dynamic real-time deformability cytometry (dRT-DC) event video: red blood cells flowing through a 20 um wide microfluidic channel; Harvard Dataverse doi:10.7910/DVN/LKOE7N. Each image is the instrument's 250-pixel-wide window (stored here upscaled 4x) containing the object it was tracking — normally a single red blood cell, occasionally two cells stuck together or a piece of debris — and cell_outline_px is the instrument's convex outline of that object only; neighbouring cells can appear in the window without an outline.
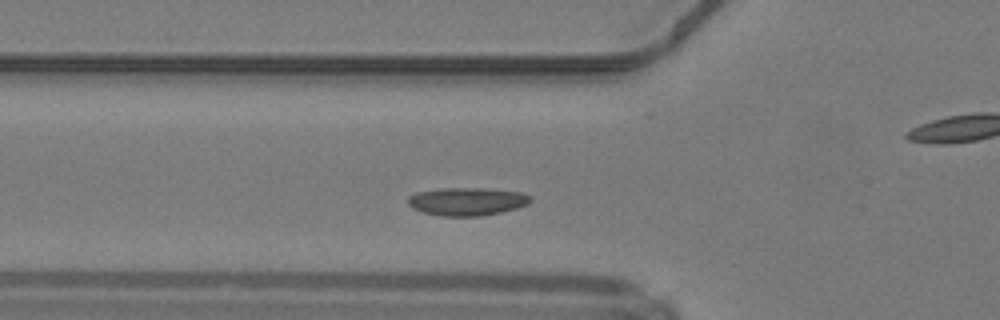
{"species": "common noctule bat (a hibernating species)", "species_latin": "Nyctalus noctula", "temperature_condition": "warm", "stored_images_in_passage": 47, "camera_frame_rate_fps": 3000, "um_per_image_px": 0.085, "animal": {"sex": "male", "body_mass_g": 19.2, "forearm_length_mm": 51.8}, "frame": {"image": 1, "passage_image": 14, "time_ms": 4.333, "image_size_px": [1000, 320], "cell_outline_px": [[532, 200], [528, 204], [516, 208], [484, 216], [440, 216], [424, 212], [412, 208], [408, 204], [408, 196], [416, 192], [444, 188], [480, 188], [520, 192], [532, 196]], "centroid_in_image_um": [39.69, 17.13], "position_along_channel_um": 86.1, "area_um2": 20.0}}
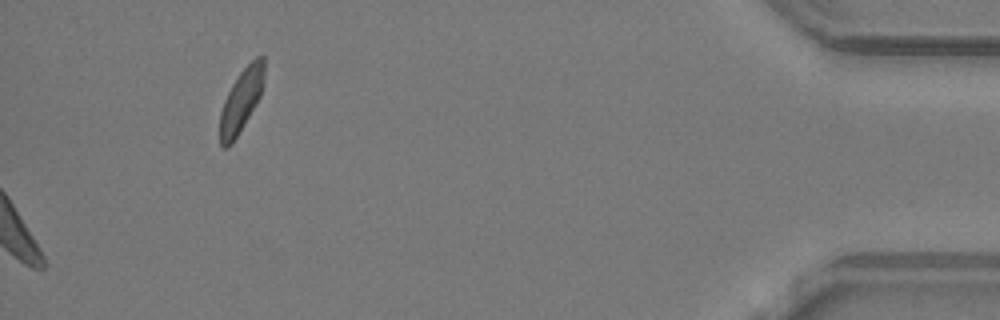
{"frame": {"image": 2, "passage_image": 47, "time_ms": 15.333, "image_size_px": [1000, 320], "cell_outline_px": [[264, 84], [260, 96], [256, 104], [232, 144], [228, 148], [224, 148], [220, 144], [220, 112], [224, 100], [232, 84], [240, 72], [256, 56], [264, 56]], "centroid_in_image_um": [20.5, 8.54], "position_along_channel_um": 414.7, "area_um2": 16.18}, "authors_computed_cell_mechanics": {"area_um2": 18.6694, "velocity_mm_per_s": 4.1286, "shape_relaxation_time_tau1_ms": 1.2639, "shape_relaxation_time_tau2_ms": null, "deformation_change_tau1": 0.0511, "deformation_change_tau2": null}}